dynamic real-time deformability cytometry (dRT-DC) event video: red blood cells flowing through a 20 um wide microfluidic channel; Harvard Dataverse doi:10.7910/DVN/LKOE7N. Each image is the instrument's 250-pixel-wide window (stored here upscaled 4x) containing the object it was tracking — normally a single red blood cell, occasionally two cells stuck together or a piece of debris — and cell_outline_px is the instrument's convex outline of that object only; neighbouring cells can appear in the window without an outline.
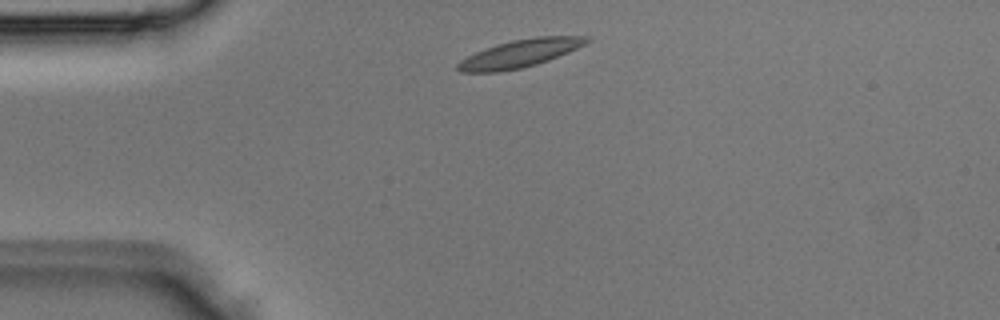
{"species": "Egyptian fruit bat (a non-hibernating species)", "species_latin": "Rousettus aegyptiacus", "temperature_condition": "room temperature", "stored_images_in_passage": 1, "camera_frame_rate_fps": 3000, "um_per_image_px": 0.085, "animal": {"sex": "male"}, "frame": {"image": 1, "passage_image": 1, "time_ms": 0.0, "image_size_px": [1000, 320], "cell_outline_px": [[592, 40], [576, 48], [548, 60], [536, 64], [520, 68], [500, 72], [460, 72], [456, 68], [456, 64], [460, 60], [476, 52], [512, 40], [536, 36], [588, 36]], "centroid_in_image_um": [44.18, 4.55], "position_along_channel_um": 40.8, "area_um2": 20.52}}